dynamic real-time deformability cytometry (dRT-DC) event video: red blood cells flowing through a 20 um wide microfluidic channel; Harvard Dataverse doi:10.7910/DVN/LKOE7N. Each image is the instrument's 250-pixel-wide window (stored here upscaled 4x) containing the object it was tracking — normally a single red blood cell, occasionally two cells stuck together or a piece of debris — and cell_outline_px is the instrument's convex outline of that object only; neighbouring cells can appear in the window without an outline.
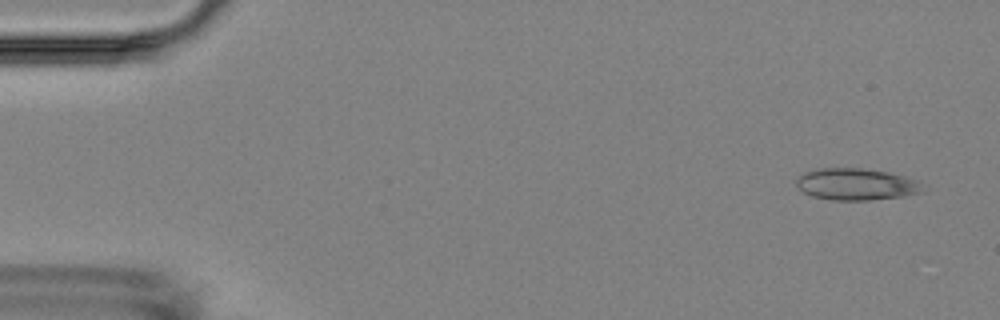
{"species": "Egyptian fruit bat (a non-hibernating species)", "species_latin": "Rousettus aegyptiacus", "temperature_condition": "room temperature", "stored_images_in_passage": 4, "camera_frame_rate_fps": 3000, "um_per_image_px": 0.085, "animal": {"sex": "female"}, "frame": {"image": 1, "passage_image": 1, "time_ms": 0.0, "image_size_px": [1000, 320], "cell_outline_px": [[924, 192], [904, 196], [872, 200], [832, 200], [812, 196], [804, 192], [796, 184], [796, 180], [804, 172], [816, 168], [860, 168], [888, 172], [904, 176], [916, 180], [924, 184]], "centroid_in_image_um": [72.81, 15.66], "position_along_channel_um": 12.2, "area_um2": 23.52}}